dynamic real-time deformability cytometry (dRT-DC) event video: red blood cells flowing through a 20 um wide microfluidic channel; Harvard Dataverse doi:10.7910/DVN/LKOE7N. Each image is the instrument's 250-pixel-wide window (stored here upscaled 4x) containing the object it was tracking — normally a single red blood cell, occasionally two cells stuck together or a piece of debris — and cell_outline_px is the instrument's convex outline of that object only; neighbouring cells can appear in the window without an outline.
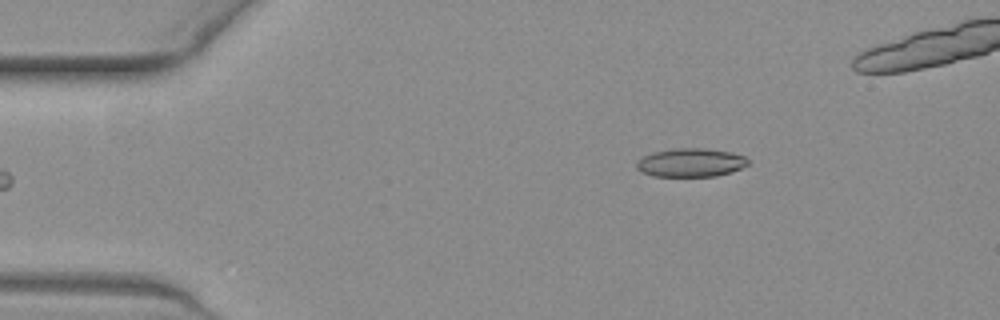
{"species": "common noctule bat (a hibernating species)", "species_latin": "Nyctalus noctula", "temperature_condition": "warm", "stored_images_in_passage": 41, "camera_frame_rate_fps": 3000, "um_per_image_px": 0.085, "animal": {"sex": "female", "body_mass_g": 19.3, "forearm_length_mm": 54.1}, "frame": {"image": 1, "passage_image": 1, "time_ms": 0.0, "image_size_px": [1000, 320], "cell_outline_px": [[748, 164], [732, 172], [716, 176], [652, 176], [640, 172], [636, 168], [636, 164], [644, 156], [652, 152], [676, 148], [704, 148], [728, 152], [744, 156], [748, 160]], "centroid_in_image_um": [58.68, 13.83], "position_along_channel_um": 26.3, "area_um2": 18.44}}
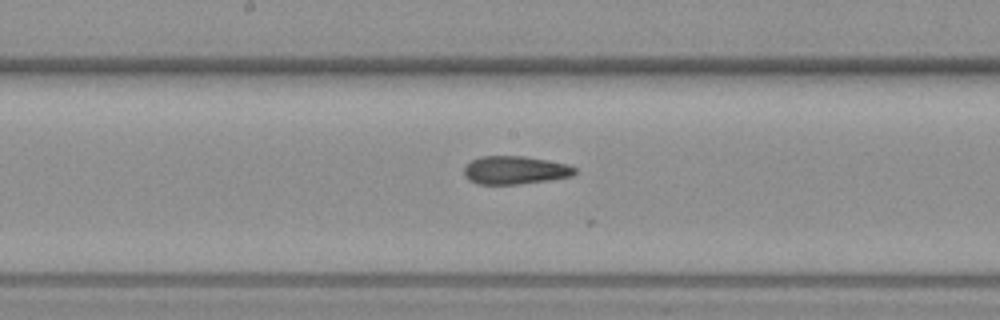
{"frame": {"image": 2, "passage_image": 20, "time_ms": 6.333, "image_size_px": [1000, 320], "cell_outline_px": [[576, 172], [572, 176], [552, 180], [520, 184], [476, 184], [468, 180], [464, 176], [464, 168], [472, 160], [480, 156], [524, 156], [568, 164], [576, 168]], "centroid_in_image_um": [43.78, 14.47], "position_along_channel_um": 204.4, "area_um2": 18.32}}
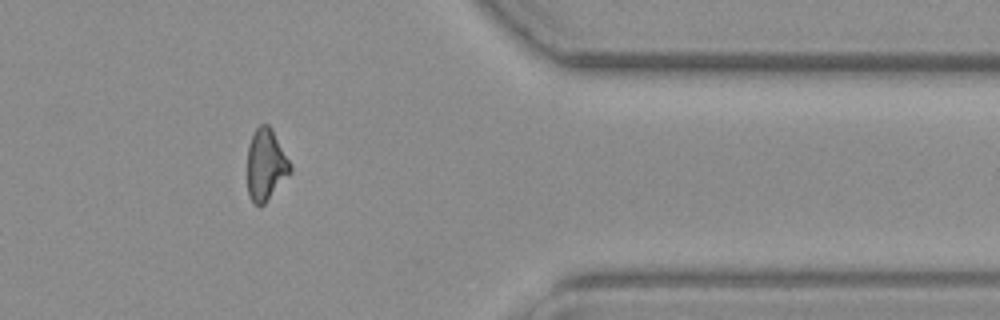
{"frame": {"image": 3, "passage_image": 36, "time_ms": 11.667, "image_size_px": [1000, 320], "cell_outline_px": [[292, 172], [264, 204], [256, 204], [248, 196], [248, 144], [256, 128], [260, 124], [268, 124], [272, 128], [292, 164]], "centroid_in_image_um": [22.62, 13.98], "position_along_channel_um": 388.8, "area_um2": 17.98}, "authors_computed_cell_mechanics": {"area_um2": 18.4382, "velocity_mm_per_s": 3.8524, "shape_relaxation_time_tau1_ms": null, "shape_relaxation_time_tau2_ms": 3.2771, "deformation_change_tau1": null, "deformation_change_tau2": 0.1224}}